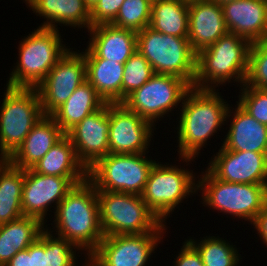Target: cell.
I'll list each match as a JSON object with an SVG mask.
<instances>
[{"label": "cell", "mask_w": 267, "mask_h": 266, "mask_svg": "<svg viewBox=\"0 0 267 266\" xmlns=\"http://www.w3.org/2000/svg\"><path fill=\"white\" fill-rule=\"evenodd\" d=\"M100 223L104 236L166 233L162 223L148 208L141 195L96 190Z\"/></svg>", "instance_id": "obj_6"}, {"label": "cell", "mask_w": 267, "mask_h": 266, "mask_svg": "<svg viewBox=\"0 0 267 266\" xmlns=\"http://www.w3.org/2000/svg\"><path fill=\"white\" fill-rule=\"evenodd\" d=\"M155 75L145 57L136 51L125 63L122 78V101Z\"/></svg>", "instance_id": "obj_33"}, {"label": "cell", "mask_w": 267, "mask_h": 266, "mask_svg": "<svg viewBox=\"0 0 267 266\" xmlns=\"http://www.w3.org/2000/svg\"><path fill=\"white\" fill-rule=\"evenodd\" d=\"M25 170L0 159V225L23 216L21 201Z\"/></svg>", "instance_id": "obj_28"}, {"label": "cell", "mask_w": 267, "mask_h": 266, "mask_svg": "<svg viewBox=\"0 0 267 266\" xmlns=\"http://www.w3.org/2000/svg\"><path fill=\"white\" fill-rule=\"evenodd\" d=\"M183 1H186V2H192V1H196V0H183Z\"/></svg>", "instance_id": "obj_45"}, {"label": "cell", "mask_w": 267, "mask_h": 266, "mask_svg": "<svg viewBox=\"0 0 267 266\" xmlns=\"http://www.w3.org/2000/svg\"><path fill=\"white\" fill-rule=\"evenodd\" d=\"M109 123L110 153L149 152L154 131L157 129L151 122L128 110L122 103H109Z\"/></svg>", "instance_id": "obj_13"}, {"label": "cell", "mask_w": 267, "mask_h": 266, "mask_svg": "<svg viewBox=\"0 0 267 266\" xmlns=\"http://www.w3.org/2000/svg\"><path fill=\"white\" fill-rule=\"evenodd\" d=\"M74 185L68 177L43 175L31 168L25 169L21 201L23 216L38 218L45 225L48 212L56 210Z\"/></svg>", "instance_id": "obj_15"}, {"label": "cell", "mask_w": 267, "mask_h": 266, "mask_svg": "<svg viewBox=\"0 0 267 266\" xmlns=\"http://www.w3.org/2000/svg\"><path fill=\"white\" fill-rule=\"evenodd\" d=\"M84 58H102L124 64L137 51V32L112 24L92 26Z\"/></svg>", "instance_id": "obj_18"}, {"label": "cell", "mask_w": 267, "mask_h": 266, "mask_svg": "<svg viewBox=\"0 0 267 266\" xmlns=\"http://www.w3.org/2000/svg\"><path fill=\"white\" fill-rule=\"evenodd\" d=\"M5 266H31L30 246L26 250L17 252Z\"/></svg>", "instance_id": "obj_40"}, {"label": "cell", "mask_w": 267, "mask_h": 266, "mask_svg": "<svg viewBox=\"0 0 267 266\" xmlns=\"http://www.w3.org/2000/svg\"><path fill=\"white\" fill-rule=\"evenodd\" d=\"M251 44L247 39L227 32L214 44L199 51L193 87L216 90L220 85L233 82L239 88L243 86L249 68Z\"/></svg>", "instance_id": "obj_3"}, {"label": "cell", "mask_w": 267, "mask_h": 266, "mask_svg": "<svg viewBox=\"0 0 267 266\" xmlns=\"http://www.w3.org/2000/svg\"><path fill=\"white\" fill-rule=\"evenodd\" d=\"M23 1L29 7L35 0H23Z\"/></svg>", "instance_id": "obj_44"}, {"label": "cell", "mask_w": 267, "mask_h": 266, "mask_svg": "<svg viewBox=\"0 0 267 266\" xmlns=\"http://www.w3.org/2000/svg\"><path fill=\"white\" fill-rule=\"evenodd\" d=\"M165 233H142L104 236L91 254L102 266L149 265ZM153 253V254H152Z\"/></svg>", "instance_id": "obj_14"}, {"label": "cell", "mask_w": 267, "mask_h": 266, "mask_svg": "<svg viewBox=\"0 0 267 266\" xmlns=\"http://www.w3.org/2000/svg\"><path fill=\"white\" fill-rule=\"evenodd\" d=\"M31 169L38 174L68 177L75 184L88 178V170L78 160L66 134Z\"/></svg>", "instance_id": "obj_24"}, {"label": "cell", "mask_w": 267, "mask_h": 266, "mask_svg": "<svg viewBox=\"0 0 267 266\" xmlns=\"http://www.w3.org/2000/svg\"><path fill=\"white\" fill-rule=\"evenodd\" d=\"M149 27L162 34L188 38L189 2L153 1Z\"/></svg>", "instance_id": "obj_29"}, {"label": "cell", "mask_w": 267, "mask_h": 266, "mask_svg": "<svg viewBox=\"0 0 267 266\" xmlns=\"http://www.w3.org/2000/svg\"><path fill=\"white\" fill-rule=\"evenodd\" d=\"M226 124L229 130L222 141L224 149L267 153V126L249 115L238 103L234 108L229 106Z\"/></svg>", "instance_id": "obj_21"}, {"label": "cell", "mask_w": 267, "mask_h": 266, "mask_svg": "<svg viewBox=\"0 0 267 266\" xmlns=\"http://www.w3.org/2000/svg\"><path fill=\"white\" fill-rule=\"evenodd\" d=\"M60 30L37 27L19 41L18 60L9 73L7 86L36 88L69 50Z\"/></svg>", "instance_id": "obj_4"}, {"label": "cell", "mask_w": 267, "mask_h": 266, "mask_svg": "<svg viewBox=\"0 0 267 266\" xmlns=\"http://www.w3.org/2000/svg\"><path fill=\"white\" fill-rule=\"evenodd\" d=\"M27 8L44 19L39 27L58 30L60 25L87 31L91 28L90 8L84 0H35Z\"/></svg>", "instance_id": "obj_23"}, {"label": "cell", "mask_w": 267, "mask_h": 266, "mask_svg": "<svg viewBox=\"0 0 267 266\" xmlns=\"http://www.w3.org/2000/svg\"><path fill=\"white\" fill-rule=\"evenodd\" d=\"M206 169L217 179L241 184H267V153L232 151L222 146Z\"/></svg>", "instance_id": "obj_16"}, {"label": "cell", "mask_w": 267, "mask_h": 266, "mask_svg": "<svg viewBox=\"0 0 267 266\" xmlns=\"http://www.w3.org/2000/svg\"><path fill=\"white\" fill-rule=\"evenodd\" d=\"M85 4L91 9L99 0H84Z\"/></svg>", "instance_id": "obj_43"}, {"label": "cell", "mask_w": 267, "mask_h": 266, "mask_svg": "<svg viewBox=\"0 0 267 266\" xmlns=\"http://www.w3.org/2000/svg\"><path fill=\"white\" fill-rule=\"evenodd\" d=\"M106 102L86 80L79 85L68 100L51 117L67 134L85 117L102 108Z\"/></svg>", "instance_id": "obj_25"}, {"label": "cell", "mask_w": 267, "mask_h": 266, "mask_svg": "<svg viewBox=\"0 0 267 266\" xmlns=\"http://www.w3.org/2000/svg\"><path fill=\"white\" fill-rule=\"evenodd\" d=\"M44 228L45 225L32 216L0 225V266H5L17 252L26 250Z\"/></svg>", "instance_id": "obj_26"}, {"label": "cell", "mask_w": 267, "mask_h": 266, "mask_svg": "<svg viewBox=\"0 0 267 266\" xmlns=\"http://www.w3.org/2000/svg\"><path fill=\"white\" fill-rule=\"evenodd\" d=\"M228 32L251 43L267 40V0H238L222 5Z\"/></svg>", "instance_id": "obj_19"}, {"label": "cell", "mask_w": 267, "mask_h": 266, "mask_svg": "<svg viewBox=\"0 0 267 266\" xmlns=\"http://www.w3.org/2000/svg\"><path fill=\"white\" fill-rule=\"evenodd\" d=\"M39 236L47 243V266H80L77 257H81V251L74 244L53 234L46 227Z\"/></svg>", "instance_id": "obj_32"}, {"label": "cell", "mask_w": 267, "mask_h": 266, "mask_svg": "<svg viewBox=\"0 0 267 266\" xmlns=\"http://www.w3.org/2000/svg\"><path fill=\"white\" fill-rule=\"evenodd\" d=\"M52 212L55 220L51 226L55 230L45 225L50 232L74 244L83 251L81 255H91L98 248L104 232L100 223L96 188L88 178L75 184L55 212Z\"/></svg>", "instance_id": "obj_2"}, {"label": "cell", "mask_w": 267, "mask_h": 266, "mask_svg": "<svg viewBox=\"0 0 267 266\" xmlns=\"http://www.w3.org/2000/svg\"><path fill=\"white\" fill-rule=\"evenodd\" d=\"M187 240L201 255L204 266H239L242 263L238 248L227 239L206 235L200 240L192 237Z\"/></svg>", "instance_id": "obj_30"}, {"label": "cell", "mask_w": 267, "mask_h": 266, "mask_svg": "<svg viewBox=\"0 0 267 266\" xmlns=\"http://www.w3.org/2000/svg\"><path fill=\"white\" fill-rule=\"evenodd\" d=\"M260 240L267 247V202L264 204L262 211L257 215V218L252 224Z\"/></svg>", "instance_id": "obj_39"}, {"label": "cell", "mask_w": 267, "mask_h": 266, "mask_svg": "<svg viewBox=\"0 0 267 266\" xmlns=\"http://www.w3.org/2000/svg\"><path fill=\"white\" fill-rule=\"evenodd\" d=\"M109 130V103H106L66 134L75 148L78 160L87 170L110 153Z\"/></svg>", "instance_id": "obj_17"}, {"label": "cell", "mask_w": 267, "mask_h": 266, "mask_svg": "<svg viewBox=\"0 0 267 266\" xmlns=\"http://www.w3.org/2000/svg\"><path fill=\"white\" fill-rule=\"evenodd\" d=\"M137 51L149 62L155 74L180 77L193 87L196 53L188 38L162 34L147 26L137 32Z\"/></svg>", "instance_id": "obj_9"}, {"label": "cell", "mask_w": 267, "mask_h": 266, "mask_svg": "<svg viewBox=\"0 0 267 266\" xmlns=\"http://www.w3.org/2000/svg\"><path fill=\"white\" fill-rule=\"evenodd\" d=\"M191 86L174 75L155 74L143 86L129 94L121 103L154 126L173 109L181 107L184 96ZM162 118V119H161ZM157 121V122H156Z\"/></svg>", "instance_id": "obj_11"}, {"label": "cell", "mask_w": 267, "mask_h": 266, "mask_svg": "<svg viewBox=\"0 0 267 266\" xmlns=\"http://www.w3.org/2000/svg\"><path fill=\"white\" fill-rule=\"evenodd\" d=\"M124 0H99L91 9V27L110 24L117 16Z\"/></svg>", "instance_id": "obj_36"}, {"label": "cell", "mask_w": 267, "mask_h": 266, "mask_svg": "<svg viewBox=\"0 0 267 266\" xmlns=\"http://www.w3.org/2000/svg\"><path fill=\"white\" fill-rule=\"evenodd\" d=\"M210 1H213L215 3H217L218 5H223V4H227L229 2H232V1H238V0H210Z\"/></svg>", "instance_id": "obj_42"}, {"label": "cell", "mask_w": 267, "mask_h": 266, "mask_svg": "<svg viewBox=\"0 0 267 266\" xmlns=\"http://www.w3.org/2000/svg\"><path fill=\"white\" fill-rule=\"evenodd\" d=\"M179 254L174 258L172 266H204L201 255L197 249L186 239L182 243Z\"/></svg>", "instance_id": "obj_37"}, {"label": "cell", "mask_w": 267, "mask_h": 266, "mask_svg": "<svg viewBox=\"0 0 267 266\" xmlns=\"http://www.w3.org/2000/svg\"><path fill=\"white\" fill-rule=\"evenodd\" d=\"M227 32L221 5L210 0L189 2L188 40L196 54Z\"/></svg>", "instance_id": "obj_20"}, {"label": "cell", "mask_w": 267, "mask_h": 266, "mask_svg": "<svg viewBox=\"0 0 267 266\" xmlns=\"http://www.w3.org/2000/svg\"><path fill=\"white\" fill-rule=\"evenodd\" d=\"M245 84L267 90V40L251 44Z\"/></svg>", "instance_id": "obj_34"}, {"label": "cell", "mask_w": 267, "mask_h": 266, "mask_svg": "<svg viewBox=\"0 0 267 266\" xmlns=\"http://www.w3.org/2000/svg\"><path fill=\"white\" fill-rule=\"evenodd\" d=\"M239 93L236 103L258 122L267 126V90L244 84Z\"/></svg>", "instance_id": "obj_35"}, {"label": "cell", "mask_w": 267, "mask_h": 266, "mask_svg": "<svg viewBox=\"0 0 267 266\" xmlns=\"http://www.w3.org/2000/svg\"><path fill=\"white\" fill-rule=\"evenodd\" d=\"M151 10V0H124L116 18L110 24L139 32L149 26Z\"/></svg>", "instance_id": "obj_31"}, {"label": "cell", "mask_w": 267, "mask_h": 266, "mask_svg": "<svg viewBox=\"0 0 267 266\" xmlns=\"http://www.w3.org/2000/svg\"><path fill=\"white\" fill-rule=\"evenodd\" d=\"M69 50L59 59L45 79L36 87L43 114L51 116L75 89L86 81V61L79 50Z\"/></svg>", "instance_id": "obj_12"}, {"label": "cell", "mask_w": 267, "mask_h": 266, "mask_svg": "<svg viewBox=\"0 0 267 266\" xmlns=\"http://www.w3.org/2000/svg\"><path fill=\"white\" fill-rule=\"evenodd\" d=\"M86 80L106 103L122 102L124 64L102 58H85Z\"/></svg>", "instance_id": "obj_27"}, {"label": "cell", "mask_w": 267, "mask_h": 266, "mask_svg": "<svg viewBox=\"0 0 267 266\" xmlns=\"http://www.w3.org/2000/svg\"><path fill=\"white\" fill-rule=\"evenodd\" d=\"M84 258L85 264H82V266H102L92 255H84Z\"/></svg>", "instance_id": "obj_41"}, {"label": "cell", "mask_w": 267, "mask_h": 266, "mask_svg": "<svg viewBox=\"0 0 267 266\" xmlns=\"http://www.w3.org/2000/svg\"><path fill=\"white\" fill-rule=\"evenodd\" d=\"M31 266H47V243L39 236L30 245Z\"/></svg>", "instance_id": "obj_38"}, {"label": "cell", "mask_w": 267, "mask_h": 266, "mask_svg": "<svg viewBox=\"0 0 267 266\" xmlns=\"http://www.w3.org/2000/svg\"><path fill=\"white\" fill-rule=\"evenodd\" d=\"M203 171L197 175V192L202 193L199 202L218 214H228L252 225L267 202V184L226 182L215 178L207 169Z\"/></svg>", "instance_id": "obj_5"}, {"label": "cell", "mask_w": 267, "mask_h": 266, "mask_svg": "<svg viewBox=\"0 0 267 266\" xmlns=\"http://www.w3.org/2000/svg\"><path fill=\"white\" fill-rule=\"evenodd\" d=\"M5 86L0 106V159H8L44 116L36 88Z\"/></svg>", "instance_id": "obj_8"}, {"label": "cell", "mask_w": 267, "mask_h": 266, "mask_svg": "<svg viewBox=\"0 0 267 266\" xmlns=\"http://www.w3.org/2000/svg\"><path fill=\"white\" fill-rule=\"evenodd\" d=\"M218 89H197L191 87L176 113L177 154L186 166L195 162L207 141L225 126L230 104L224 100ZM195 159V160H194Z\"/></svg>", "instance_id": "obj_1"}, {"label": "cell", "mask_w": 267, "mask_h": 266, "mask_svg": "<svg viewBox=\"0 0 267 266\" xmlns=\"http://www.w3.org/2000/svg\"><path fill=\"white\" fill-rule=\"evenodd\" d=\"M146 155L109 153L88 169V179L96 190L141 195L156 162Z\"/></svg>", "instance_id": "obj_10"}, {"label": "cell", "mask_w": 267, "mask_h": 266, "mask_svg": "<svg viewBox=\"0 0 267 266\" xmlns=\"http://www.w3.org/2000/svg\"><path fill=\"white\" fill-rule=\"evenodd\" d=\"M65 135L51 116H43L22 144L7 159L22 169L33 167Z\"/></svg>", "instance_id": "obj_22"}, {"label": "cell", "mask_w": 267, "mask_h": 266, "mask_svg": "<svg viewBox=\"0 0 267 266\" xmlns=\"http://www.w3.org/2000/svg\"><path fill=\"white\" fill-rule=\"evenodd\" d=\"M161 163L157 160L151 168L141 196L157 218L167 224V219L176 208L179 209L178 205H181L184 199L194 197V194L198 196L197 174L188 167L186 170L182 165Z\"/></svg>", "instance_id": "obj_7"}]
</instances>
